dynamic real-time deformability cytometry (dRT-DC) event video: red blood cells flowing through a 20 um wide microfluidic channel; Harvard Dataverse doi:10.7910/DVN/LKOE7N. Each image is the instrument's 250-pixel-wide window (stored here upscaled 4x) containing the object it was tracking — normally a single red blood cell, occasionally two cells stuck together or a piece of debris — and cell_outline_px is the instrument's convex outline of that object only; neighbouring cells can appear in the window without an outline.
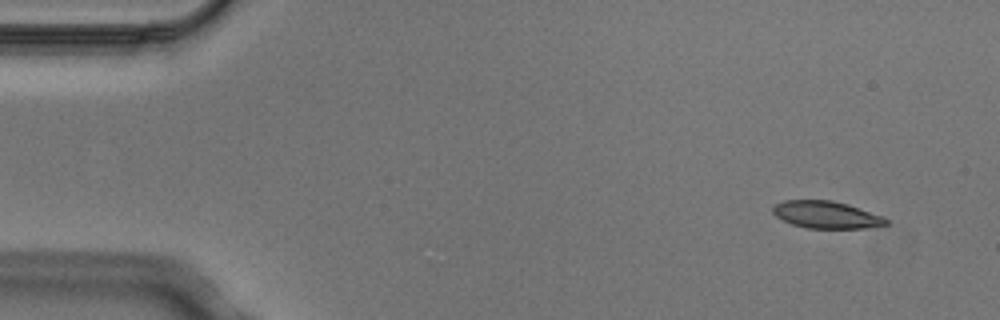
{"species": "Egyptian fruit bat (a non-hibernating species)", "species_latin": "Rousettus aegyptiacus", "temperature_condition": "cold", "stored_images_in_passage": 4, "camera_frame_rate_fps": 3000, "um_per_image_px": 0.085, "animal": {"sex": "male"}, "frame": {"image": 1, "passage_image": 1, "time_ms": 0.0, "image_size_px": [1000, 320], "cell_outline_px": [[888, 224], [864, 228], [808, 228], [792, 224], [776, 216], [772, 212], [772, 208], [776, 204], [784, 200], [832, 200], [848, 204], [884, 216], [888, 220]], "centroid_in_image_um": [70.25, 18.25], "position_along_channel_um": 14.7, "area_um2": 17.92}}
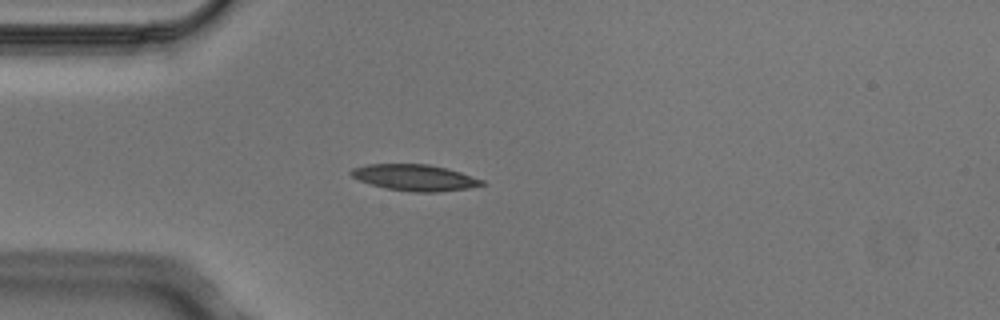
{"frame": {"image": 2, "passage_image": 3, "time_ms": 0.667, "image_size_px": [1000, 320], "cell_outline_px": [[488, 184], [468, 188], [440, 192], [412, 192], [384, 188], [360, 180], [352, 176], [348, 172], [352, 168], [368, 164], [428, 164], [460, 172], [484, 180]], "centroid_in_image_um": [35.27, 15.1], "position_along_channel_um": 49.7, "area_um2": 20.0}}